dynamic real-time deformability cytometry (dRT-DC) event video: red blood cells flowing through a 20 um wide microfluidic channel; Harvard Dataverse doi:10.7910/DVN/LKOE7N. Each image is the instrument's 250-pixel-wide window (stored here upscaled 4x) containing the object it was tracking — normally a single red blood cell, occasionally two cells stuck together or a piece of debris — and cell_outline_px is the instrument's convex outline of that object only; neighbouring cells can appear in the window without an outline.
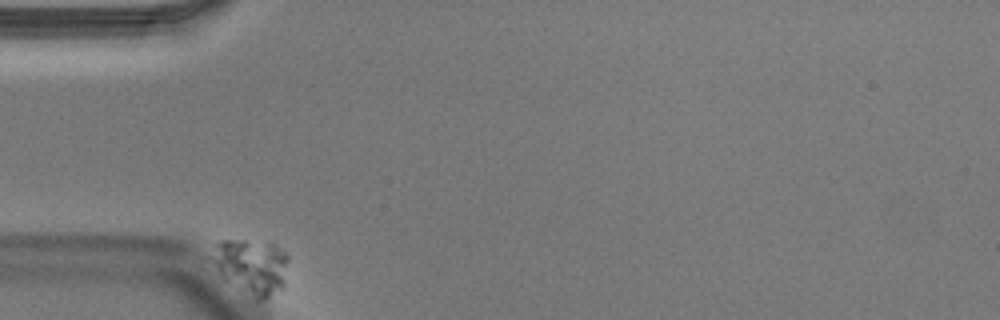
{"species": "Egyptian fruit bat (a non-hibernating species)", "species_latin": "Rousettus aegyptiacus", "temperature_condition": "warm", "stored_images_in_passage": 34, "camera_frame_rate_fps": 3000, "um_per_image_px": 0.085, "animal": {"sex": "male"}, "frame": {"image": 1, "passage_image": 1, "time_ms": 0.0, "image_size_px": [1000, 320], "cell_outline_px": [[288, 260], [284, 284], [280, 288], [268, 296], [256, 296], [244, 288], [216, 260], [216, 244], [220, 240], [244, 240], [276, 244], [288, 252]], "centroid_in_image_um": [21.6, 22.49], "position_along_channel_um": 63.4, "area_um2": 21.79}}
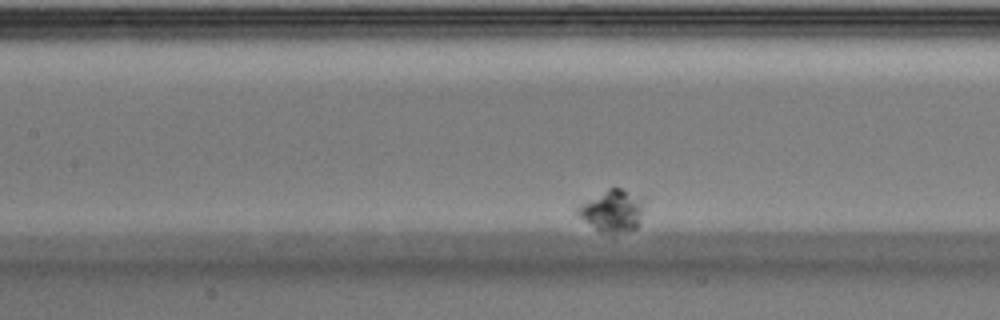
{"frame": {"image": 2, "passage_image": 14, "time_ms": 4.333, "image_size_px": [1000, 320], "cell_outline_px": [[644, 196], [640, 224], [636, 228], [616, 232], [600, 232], [576, 216], [576, 208], [580, 204], [608, 188], [620, 188]], "centroid_in_image_um": [52.04, 17.9], "position_along_channel_um": 155.4, "area_um2": 16.3}}
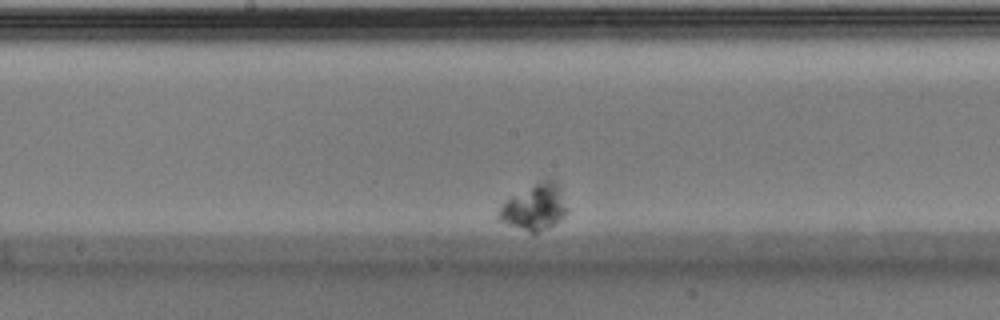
{"frame": {"image": 3, "passage_image": 19, "time_ms": 6.0, "image_size_px": [1000, 320], "cell_outline_px": [[568, 212], [560, 220], [548, 228], [536, 232], [528, 232], [508, 224], [500, 220], [496, 216], [500, 208], [512, 196], [544, 180], [552, 180], [560, 188], [568, 208]], "centroid_in_image_um": [45.47, 17.65], "position_along_channel_um": 202.7, "area_um2": 17.74}}